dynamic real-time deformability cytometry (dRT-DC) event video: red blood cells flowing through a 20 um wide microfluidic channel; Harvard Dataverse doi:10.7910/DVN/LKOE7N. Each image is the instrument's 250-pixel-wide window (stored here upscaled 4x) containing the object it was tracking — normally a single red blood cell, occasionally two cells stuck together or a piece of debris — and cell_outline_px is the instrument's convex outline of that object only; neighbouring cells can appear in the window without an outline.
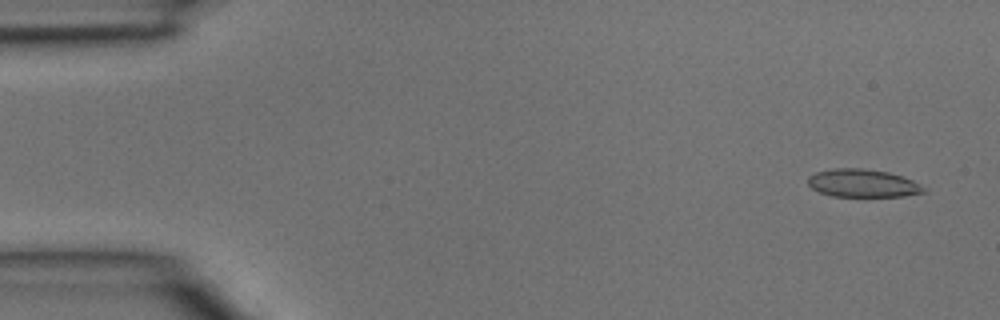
{"species": "common noctule bat (a hibernating species)", "species_latin": "Nyctalus noctula", "temperature_condition": "room temperature", "stored_images_in_passage": 4, "camera_frame_rate_fps": 3000, "um_per_image_px": 0.085, "animal": {"sex": "male", "body_mass_g": 15.6}, "frame": {"image": 1, "passage_image": 1, "time_ms": 0.0, "image_size_px": [1000, 320], "cell_outline_px": [[924, 192], [904, 196], [832, 196], [820, 192], [812, 188], [808, 184], [808, 176], [816, 172], [836, 168], [864, 168], [888, 172], [912, 180], [924, 188]], "centroid_in_image_um": [73.29, 15.57], "position_along_channel_um": 11.7, "area_um2": 18.61}}